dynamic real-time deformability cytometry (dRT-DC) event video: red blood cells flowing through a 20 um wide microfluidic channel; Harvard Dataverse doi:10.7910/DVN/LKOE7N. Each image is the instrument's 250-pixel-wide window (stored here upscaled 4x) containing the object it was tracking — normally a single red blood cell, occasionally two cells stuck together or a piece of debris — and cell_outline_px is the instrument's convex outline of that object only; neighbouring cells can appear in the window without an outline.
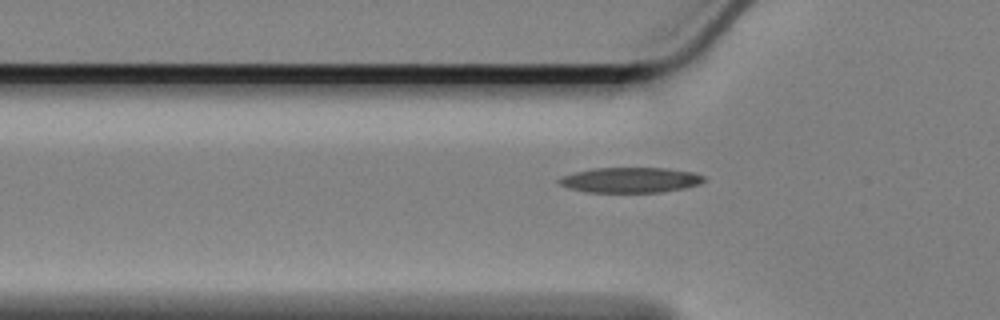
{"species": "Egyptian fruit bat (a non-hibernating species)", "species_latin": "Rousettus aegyptiacus", "temperature_condition": "cold", "stored_images_in_passage": 39, "camera_frame_rate_fps": 3000, "um_per_image_px": 0.085, "animal": {"sex": "female"}, "frame": {"image": 1, "passage_image": 5, "time_ms": 1.333, "image_size_px": [1000, 320], "cell_outline_px": [[704, 180], [700, 184], [684, 188], [660, 192], [588, 192], [568, 188], [560, 184], [556, 180], [560, 176], [592, 168], [664, 168], [692, 172], [704, 176]], "centroid_in_image_um": [53.54, 15.3], "position_along_channel_um": 72.3, "area_um2": 21.27}}
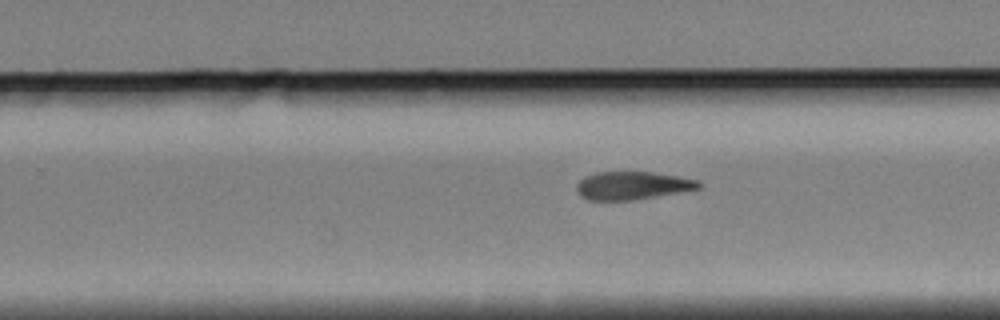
{"frame": {"image": 2, "passage_image": 23, "time_ms": 7.333, "image_size_px": [1000, 320], "cell_outline_px": [[700, 188], [636, 200], [588, 200], [580, 196], [576, 188], [576, 184], [584, 176], [596, 172], [652, 172], [700, 180]], "centroid_in_image_um": [53.72, 15.77], "position_along_channel_um": 276.1, "area_um2": 19.94}}
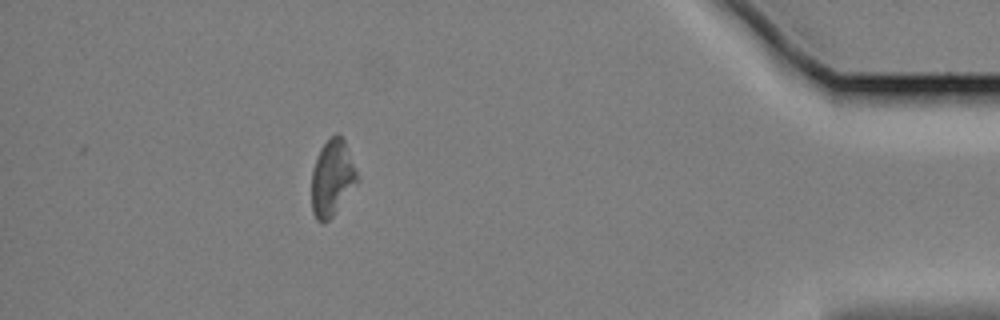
{"frame": {"image": 3, "passage_image": 39, "time_ms": 12.667, "image_size_px": [1000, 320], "cell_outline_px": [[360, 180], [332, 216], [324, 224], [316, 220], [312, 212], [312, 168], [320, 148], [336, 132], [340, 132], [344, 140], [360, 176]], "centroid_in_image_um": [28.25, 15.12], "position_along_channel_um": 406.9, "area_um2": 20.52}}